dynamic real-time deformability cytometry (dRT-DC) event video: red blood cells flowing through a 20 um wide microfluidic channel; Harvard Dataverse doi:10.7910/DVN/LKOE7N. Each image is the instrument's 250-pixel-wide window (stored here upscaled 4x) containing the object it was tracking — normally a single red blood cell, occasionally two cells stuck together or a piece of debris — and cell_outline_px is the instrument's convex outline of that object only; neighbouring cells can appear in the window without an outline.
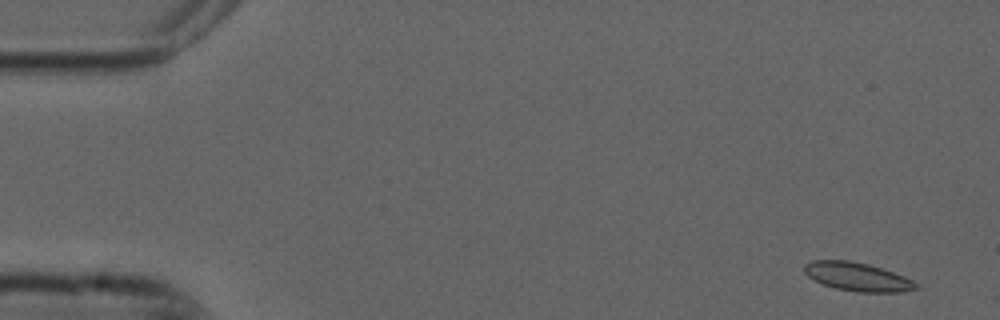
{"species": "common noctule bat (a hibernating species)", "species_latin": "Nyctalus noctula", "temperature_condition": "cold", "stored_images_in_passage": 3, "camera_frame_rate_fps": 3000, "um_per_image_px": 0.085, "animal": {"sex": "male", "forearm_length_mm": 52.5}, "frame": {"image": 1, "passage_image": 1, "time_ms": 0.0, "image_size_px": [1000, 320], "cell_outline_px": [[920, 288], [900, 292], [856, 292], [836, 288], [824, 284], [808, 276], [804, 272], [804, 264], [812, 260], [848, 260], [868, 264], [904, 276], [920, 284]], "centroid_in_image_um": [72.9, 23.53], "position_along_channel_um": 12.1, "area_um2": 18.5}}